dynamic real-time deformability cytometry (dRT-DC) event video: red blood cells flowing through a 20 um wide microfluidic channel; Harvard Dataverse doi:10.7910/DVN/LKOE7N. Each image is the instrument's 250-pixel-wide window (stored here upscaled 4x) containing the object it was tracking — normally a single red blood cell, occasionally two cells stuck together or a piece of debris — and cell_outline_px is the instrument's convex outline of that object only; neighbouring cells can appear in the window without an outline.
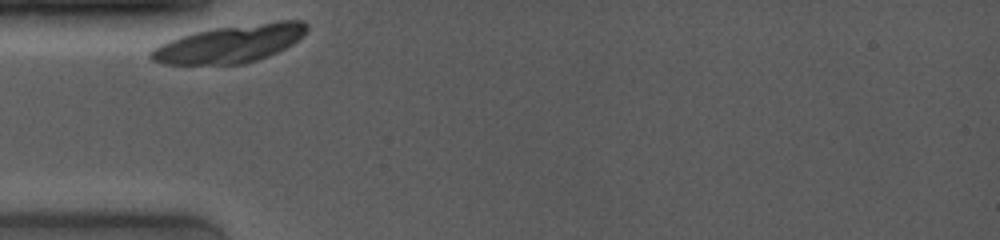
{"species": "common noctule bat (a hibernating species)", "species_latin": "Nyctalus noctula", "temperature_condition": "room temperature", "stored_images_in_passage": 10, "camera_frame_rate_fps": 4000, "um_per_image_px": 0.085, "animal": {"sex": "female", "body_mass_g": 19.0, "forearm_length_mm": 53.3}, "frame": {"image": 1, "passage_image": 1, "time_ms": 0.0, "image_size_px": [1000, 240], "cell_outline_px": [[308, 28], [292, 44], [276, 52], [256, 60], [244, 64], [164, 64], [152, 60], [148, 56], [148, 52], [160, 44], [180, 36], [212, 28], [276, 20], [304, 20], [308, 24]], "centroid_in_image_um": [19.54, 3.7], "position_along_channel_um": 65.5, "area_um2": 34.1}}